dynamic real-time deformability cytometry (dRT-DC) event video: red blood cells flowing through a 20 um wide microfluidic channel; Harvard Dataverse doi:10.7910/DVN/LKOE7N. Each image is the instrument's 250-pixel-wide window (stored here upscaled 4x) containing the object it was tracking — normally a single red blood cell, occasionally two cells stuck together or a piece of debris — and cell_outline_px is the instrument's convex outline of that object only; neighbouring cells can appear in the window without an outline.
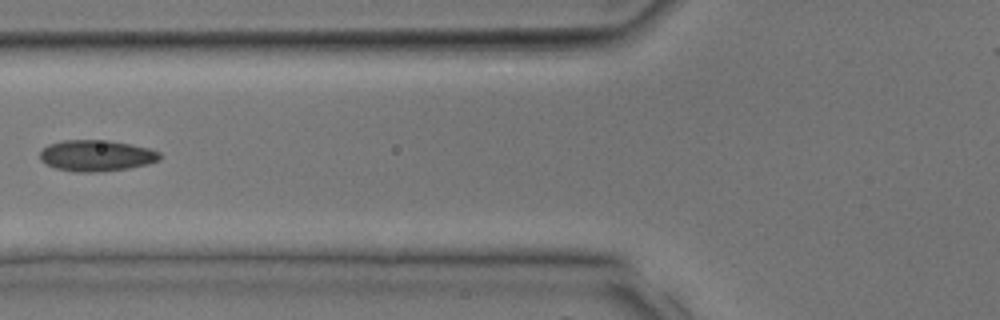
{"species": "common noctule bat (a hibernating species)", "species_latin": "Nyctalus noctula", "temperature_condition": "room temperature", "stored_images_in_passage": 9, "camera_frame_rate_fps": 3000, "um_per_image_px": 0.085, "animal": {"sex": "male", "body_mass_g": 17.9, "forearm_length_mm": 54.2}, "frame": {"image": 1, "passage_image": 6, "time_ms": 1.667, "image_size_px": [1000, 320], "cell_outline_px": [[160, 160], [148, 164], [128, 168], [96, 172], [76, 172], [56, 168], [40, 160], [40, 152], [48, 144], [64, 140], [108, 140], [148, 148], [160, 152]], "centroid_in_image_um": [8.19, 13.23], "position_along_channel_um": 117.6, "area_um2": 21.62}}